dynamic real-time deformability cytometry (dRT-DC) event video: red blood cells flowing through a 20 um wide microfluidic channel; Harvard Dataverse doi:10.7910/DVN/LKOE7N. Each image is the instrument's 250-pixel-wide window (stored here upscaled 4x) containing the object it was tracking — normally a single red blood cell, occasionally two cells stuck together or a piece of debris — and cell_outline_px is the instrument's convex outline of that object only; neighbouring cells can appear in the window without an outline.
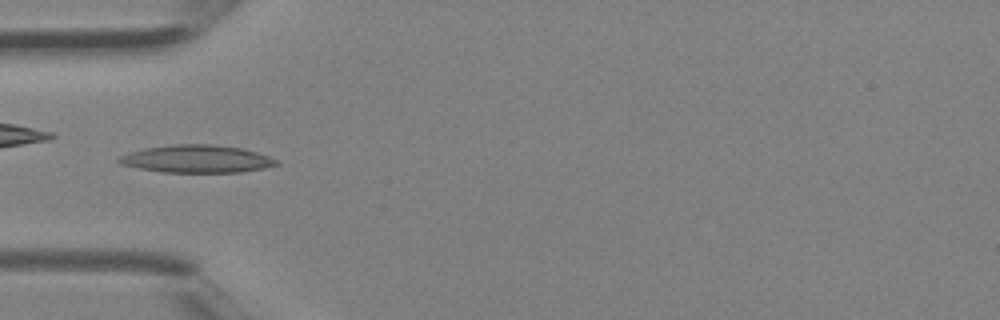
{"species": "Egyptian fruit bat (a non-hibernating species)", "species_latin": "Rousettus aegyptiacus", "temperature_condition": "room temperature", "stored_images_in_passage": 3, "camera_frame_rate_fps": 3000, "um_per_image_px": 0.085, "animal": {"sex": "female"}, "frame": {"image": 1, "passage_image": 3, "time_ms": 0.667, "image_size_px": [1000, 320], "cell_outline_px": [[280, 164], [264, 168], [240, 172], [160, 172], [120, 164], [116, 160], [120, 156], [128, 152], [144, 148], [172, 144], [212, 144], [240, 148], [256, 152], [280, 160]], "centroid_in_image_um": [16.72, 13.5], "position_along_channel_um": 68.3, "area_um2": 25.43}}